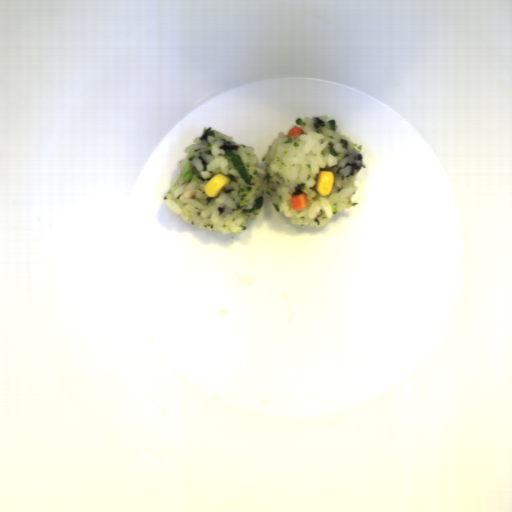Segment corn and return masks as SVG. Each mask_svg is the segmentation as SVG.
<instances>
[{"instance_id":"2","label":"corn","mask_w":512,"mask_h":512,"mask_svg":"<svg viewBox=\"0 0 512 512\" xmlns=\"http://www.w3.org/2000/svg\"><path fill=\"white\" fill-rule=\"evenodd\" d=\"M229 182V179L223 174L218 173L212 177L206 185H204V192L210 198H217L221 189Z\"/></svg>"},{"instance_id":"1","label":"corn","mask_w":512,"mask_h":512,"mask_svg":"<svg viewBox=\"0 0 512 512\" xmlns=\"http://www.w3.org/2000/svg\"><path fill=\"white\" fill-rule=\"evenodd\" d=\"M335 180L333 171L320 170L317 176L315 191L322 196H329Z\"/></svg>"}]
</instances>
